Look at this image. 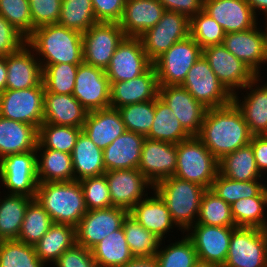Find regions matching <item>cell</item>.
Segmentation results:
<instances>
[{"instance_id":"obj_48","label":"cell","mask_w":267,"mask_h":267,"mask_svg":"<svg viewBox=\"0 0 267 267\" xmlns=\"http://www.w3.org/2000/svg\"><path fill=\"white\" fill-rule=\"evenodd\" d=\"M41 66L43 69L42 82L45 87V93H73L76 72L79 65L60 63Z\"/></svg>"},{"instance_id":"obj_23","label":"cell","mask_w":267,"mask_h":267,"mask_svg":"<svg viewBox=\"0 0 267 267\" xmlns=\"http://www.w3.org/2000/svg\"><path fill=\"white\" fill-rule=\"evenodd\" d=\"M203 11L223 28L225 34L253 28L260 19L247 0H204Z\"/></svg>"},{"instance_id":"obj_24","label":"cell","mask_w":267,"mask_h":267,"mask_svg":"<svg viewBox=\"0 0 267 267\" xmlns=\"http://www.w3.org/2000/svg\"><path fill=\"white\" fill-rule=\"evenodd\" d=\"M129 214L160 240H166V237L169 236V233L174 232L175 228L176 232L180 231V234H183L173 222L167 204L155 190H153L152 194L150 193L149 196L139 201L129 211Z\"/></svg>"},{"instance_id":"obj_57","label":"cell","mask_w":267,"mask_h":267,"mask_svg":"<svg viewBox=\"0 0 267 267\" xmlns=\"http://www.w3.org/2000/svg\"><path fill=\"white\" fill-rule=\"evenodd\" d=\"M165 11L177 12L189 20L203 10L204 0H158Z\"/></svg>"},{"instance_id":"obj_62","label":"cell","mask_w":267,"mask_h":267,"mask_svg":"<svg viewBox=\"0 0 267 267\" xmlns=\"http://www.w3.org/2000/svg\"><path fill=\"white\" fill-rule=\"evenodd\" d=\"M263 19L261 18V20L259 21L260 23L262 22V24H264L262 27V30H263V33H264V36H265V48H266V57H267V18H265V22L262 21ZM266 67H267V60H266Z\"/></svg>"},{"instance_id":"obj_20","label":"cell","mask_w":267,"mask_h":267,"mask_svg":"<svg viewBox=\"0 0 267 267\" xmlns=\"http://www.w3.org/2000/svg\"><path fill=\"white\" fill-rule=\"evenodd\" d=\"M179 120L190 136L200 132L207 108L198 102L183 86H159L158 96Z\"/></svg>"},{"instance_id":"obj_60","label":"cell","mask_w":267,"mask_h":267,"mask_svg":"<svg viewBox=\"0 0 267 267\" xmlns=\"http://www.w3.org/2000/svg\"><path fill=\"white\" fill-rule=\"evenodd\" d=\"M247 3L252 8V11L257 18L260 15H264V19L267 18V0H247Z\"/></svg>"},{"instance_id":"obj_6","label":"cell","mask_w":267,"mask_h":267,"mask_svg":"<svg viewBox=\"0 0 267 267\" xmlns=\"http://www.w3.org/2000/svg\"><path fill=\"white\" fill-rule=\"evenodd\" d=\"M0 183V190L3 187L5 193L35 198L39 184L36 151L11 154L0 159Z\"/></svg>"},{"instance_id":"obj_44","label":"cell","mask_w":267,"mask_h":267,"mask_svg":"<svg viewBox=\"0 0 267 267\" xmlns=\"http://www.w3.org/2000/svg\"><path fill=\"white\" fill-rule=\"evenodd\" d=\"M96 23L91 0H62L59 25L83 34Z\"/></svg>"},{"instance_id":"obj_27","label":"cell","mask_w":267,"mask_h":267,"mask_svg":"<svg viewBox=\"0 0 267 267\" xmlns=\"http://www.w3.org/2000/svg\"><path fill=\"white\" fill-rule=\"evenodd\" d=\"M164 12L158 0H126L119 25L126 37H139L154 27Z\"/></svg>"},{"instance_id":"obj_47","label":"cell","mask_w":267,"mask_h":267,"mask_svg":"<svg viewBox=\"0 0 267 267\" xmlns=\"http://www.w3.org/2000/svg\"><path fill=\"white\" fill-rule=\"evenodd\" d=\"M0 267L47 266L37 257L33 245L17 240H2L0 241Z\"/></svg>"},{"instance_id":"obj_39","label":"cell","mask_w":267,"mask_h":267,"mask_svg":"<svg viewBox=\"0 0 267 267\" xmlns=\"http://www.w3.org/2000/svg\"><path fill=\"white\" fill-rule=\"evenodd\" d=\"M231 213L236 227L267 230V188L259 196L231 204Z\"/></svg>"},{"instance_id":"obj_46","label":"cell","mask_w":267,"mask_h":267,"mask_svg":"<svg viewBox=\"0 0 267 267\" xmlns=\"http://www.w3.org/2000/svg\"><path fill=\"white\" fill-rule=\"evenodd\" d=\"M196 223L220 227L236 226L231 213V205L211 189H206L203 194Z\"/></svg>"},{"instance_id":"obj_31","label":"cell","mask_w":267,"mask_h":267,"mask_svg":"<svg viewBox=\"0 0 267 267\" xmlns=\"http://www.w3.org/2000/svg\"><path fill=\"white\" fill-rule=\"evenodd\" d=\"M38 130L28 124L0 116V159L11 154L36 151Z\"/></svg>"},{"instance_id":"obj_32","label":"cell","mask_w":267,"mask_h":267,"mask_svg":"<svg viewBox=\"0 0 267 267\" xmlns=\"http://www.w3.org/2000/svg\"><path fill=\"white\" fill-rule=\"evenodd\" d=\"M72 165L75 180L104 175L103 150L82 131L72 151Z\"/></svg>"},{"instance_id":"obj_3","label":"cell","mask_w":267,"mask_h":267,"mask_svg":"<svg viewBox=\"0 0 267 267\" xmlns=\"http://www.w3.org/2000/svg\"><path fill=\"white\" fill-rule=\"evenodd\" d=\"M35 199L53 223L76 227L88 211L79 181L39 183Z\"/></svg>"},{"instance_id":"obj_12","label":"cell","mask_w":267,"mask_h":267,"mask_svg":"<svg viewBox=\"0 0 267 267\" xmlns=\"http://www.w3.org/2000/svg\"><path fill=\"white\" fill-rule=\"evenodd\" d=\"M190 20L183 14L165 11L158 23L139 36L148 59L153 63L173 44L190 35Z\"/></svg>"},{"instance_id":"obj_51","label":"cell","mask_w":267,"mask_h":267,"mask_svg":"<svg viewBox=\"0 0 267 267\" xmlns=\"http://www.w3.org/2000/svg\"><path fill=\"white\" fill-rule=\"evenodd\" d=\"M0 15L26 38L35 29L28 0H0Z\"/></svg>"},{"instance_id":"obj_29","label":"cell","mask_w":267,"mask_h":267,"mask_svg":"<svg viewBox=\"0 0 267 267\" xmlns=\"http://www.w3.org/2000/svg\"><path fill=\"white\" fill-rule=\"evenodd\" d=\"M145 136L126 130L103 150L106 171L138 168Z\"/></svg>"},{"instance_id":"obj_16","label":"cell","mask_w":267,"mask_h":267,"mask_svg":"<svg viewBox=\"0 0 267 267\" xmlns=\"http://www.w3.org/2000/svg\"><path fill=\"white\" fill-rule=\"evenodd\" d=\"M129 211L119 207L88 210L76 229V244L91 250L110 233L123 227Z\"/></svg>"},{"instance_id":"obj_18","label":"cell","mask_w":267,"mask_h":267,"mask_svg":"<svg viewBox=\"0 0 267 267\" xmlns=\"http://www.w3.org/2000/svg\"><path fill=\"white\" fill-rule=\"evenodd\" d=\"M153 63L148 59L139 37H125L105 69L110 84L127 81L145 73Z\"/></svg>"},{"instance_id":"obj_19","label":"cell","mask_w":267,"mask_h":267,"mask_svg":"<svg viewBox=\"0 0 267 267\" xmlns=\"http://www.w3.org/2000/svg\"><path fill=\"white\" fill-rule=\"evenodd\" d=\"M263 77L257 75L245 88L238 91L239 93H234L232 98L253 136L267 135V81L265 82Z\"/></svg>"},{"instance_id":"obj_14","label":"cell","mask_w":267,"mask_h":267,"mask_svg":"<svg viewBox=\"0 0 267 267\" xmlns=\"http://www.w3.org/2000/svg\"><path fill=\"white\" fill-rule=\"evenodd\" d=\"M202 55L216 77L232 95L245 88L257 76L243 61L230 53L223 44L204 48Z\"/></svg>"},{"instance_id":"obj_26","label":"cell","mask_w":267,"mask_h":267,"mask_svg":"<svg viewBox=\"0 0 267 267\" xmlns=\"http://www.w3.org/2000/svg\"><path fill=\"white\" fill-rule=\"evenodd\" d=\"M158 96L159 83L152 65L145 73L132 80L111 84L110 107L118 109L125 105L155 100Z\"/></svg>"},{"instance_id":"obj_7","label":"cell","mask_w":267,"mask_h":267,"mask_svg":"<svg viewBox=\"0 0 267 267\" xmlns=\"http://www.w3.org/2000/svg\"><path fill=\"white\" fill-rule=\"evenodd\" d=\"M202 50L190 35L173 44L153 62L159 86L181 85L190 68L202 56Z\"/></svg>"},{"instance_id":"obj_17","label":"cell","mask_w":267,"mask_h":267,"mask_svg":"<svg viewBox=\"0 0 267 267\" xmlns=\"http://www.w3.org/2000/svg\"><path fill=\"white\" fill-rule=\"evenodd\" d=\"M110 90L104 69L84 62L79 64L72 95L88 112L110 107Z\"/></svg>"},{"instance_id":"obj_40","label":"cell","mask_w":267,"mask_h":267,"mask_svg":"<svg viewBox=\"0 0 267 267\" xmlns=\"http://www.w3.org/2000/svg\"><path fill=\"white\" fill-rule=\"evenodd\" d=\"M172 238L175 242L166 240L170 243L167 245L165 240H161L159 250L155 254L159 267H199L196 249L185 233L178 239Z\"/></svg>"},{"instance_id":"obj_11","label":"cell","mask_w":267,"mask_h":267,"mask_svg":"<svg viewBox=\"0 0 267 267\" xmlns=\"http://www.w3.org/2000/svg\"><path fill=\"white\" fill-rule=\"evenodd\" d=\"M181 86L207 109L232 102L233 95L219 81L203 55L190 68Z\"/></svg>"},{"instance_id":"obj_25","label":"cell","mask_w":267,"mask_h":267,"mask_svg":"<svg viewBox=\"0 0 267 267\" xmlns=\"http://www.w3.org/2000/svg\"><path fill=\"white\" fill-rule=\"evenodd\" d=\"M6 68V90H23L42 83V66L36 53L27 44L6 56Z\"/></svg>"},{"instance_id":"obj_49","label":"cell","mask_w":267,"mask_h":267,"mask_svg":"<svg viewBox=\"0 0 267 267\" xmlns=\"http://www.w3.org/2000/svg\"><path fill=\"white\" fill-rule=\"evenodd\" d=\"M126 130L147 136L155 117V100L118 108Z\"/></svg>"},{"instance_id":"obj_54","label":"cell","mask_w":267,"mask_h":267,"mask_svg":"<svg viewBox=\"0 0 267 267\" xmlns=\"http://www.w3.org/2000/svg\"><path fill=\"white\" fill-rule=\"evenodd\" d=\"M26 37L0 15V56L17 52L26 44Z\"/></svg>"},{"instance_id":"obj_28","label":"cell","mask_w":267,"mask_h":267,"mask_svg":"<svg viewBox=\"0 0 267 267\" xmlns=\"http://www.w3.org/2000/svg\"><path fill=\"white\" fill-rule=\"evenodd\" d=\"M82 131L100 149L104 150L125 131L120 112L117 108H104L89 111L82 127Z\"/></svg>"},{"instance_id":"obj_33","label":"cell","mask_w":267,"mask_h":267,"mask_svg":"<svg viewBox=\"0 0 267 267\" xmlns=\"http://www.w3.org/2000/svg\"><path fill=\"white\" fill-rule=\"evenodd\" d=\"M36 154L39 183L75 180L71 154L46 148H36Z\"/></svg>"},{"instance_id":"obj_8","label":"cell","mask_w":267,"mask_h":267,"mask_svg":"<svg viewBox=\"0 0 267 267\" xmlns=\"http://www.w3.org/2000/svg\"><path fill=\"white\" fill-rule=\"evenodd\" d=\"M223 267H267V230L236 227Z\"/></svg>"},{"instance_id":"obj_4","label":"cell","mask_w":267,"mask_h":267,"mask_svg":"<svg viewBox=\"0 0 267 267\" xmlns=\"http://www.w3.org/2000/svg\"><path fill=\"white\" fill-rule=\"evenodd\" d=\"M154 190L167 204L173 222L182 233L197 222L206 188L171 176L158 182Z\"/></svg>"},{"instance_id":"obj_53","label":"cell","mask_w":267,"mask_h":267,"mask_svg":"<svg viewBox=\"0 0 267 267\" xmlns=\"http://www.w3.org/2000/svg\"><path fill=\"white\" fill-rule=\"evenodd\" d=\"M34 28L58 24L62 0H28Z\"/></svg>"},{"instance_id":"obj_41","label":"cell","mask_w":267,"mask_h":267,"mask_svg":"<svg viewBox=\"0 0 267 267\" xmlns=\"http://www.w3.org/2000/svg\"><path fill=\"white\" fill-rule=\"evenodd\" d=\"M266 180L236 181L218 173L213 181L211 190L231 205L242 198L259 196L267 188Z\"/></svg>"},{"instance_id":"obj_36","label":"cell","mask_w":267,"mask_h":267,"mask_svg":"<svg viewBox=\"0 0 267 267\" xmlns=\"http://www.w3.org/2000/svg\"><path fill=\"white\" fill-rule=\"evenodd\" d=\"M91 252L97 267H120L134 258L125 239L123 227L106 236Z\"/></svg>"},{"instance_id":"obj_1","label":"cell","mask_w":267,"mask_h":267,"mask_svg":"<svg viewBox=\"0 0 267 267\" xmlns=\"http://www.w3.org/2000/svg\"><path fill=\"white\" fill-rule=\"evenodd\" d=\"M252 136L242 112L233 101L207 109L197 135L218 161L249 144Z\"/></svg>"},{"instance_id":"obj_21","label":"cell","mask_w":267,"mask_h":267,"mask_svg":"<svg viewBox=\"0 0 267 267\" xmlns=\"http://www.w3.org/2000/svg\"><path fill=\"white\" fill-rule=\"evenodd\" d=\"M260 24L245 31L227 33L222 43L230 53L243 61L256 75H264L261 71H264L267 60L265 36L262 24Z\"/></svg>"},{"instance_id":"obj_9","label":"cell","mask_w":267,"mask_h":267,"mask_svg":"<svg viewBox=\"0 0 267 267\" xmlns=\"http://www.w3.org/2000/svg\"><path fill=\"white\" fill-rule=\"evenodd\" d=\"M45 87L43 82L36 87L0 92V116L28 123L37 130L43 123Z\"/></svg>"},{"instance_id":"obj_22","label":"cell","mask_w":267,"mask_h":267,"mask_svg":"<svg viewBox=\"0 0 267 267\" xmlns=\"http://www.w3.org/2000/svg\"><path fill=\"white\" fill-rule=\"evenodd\" d=\"M177 165V144L145 138L138 169L155 186L174 176Z\"/></svg>"},{"instance_id":"obj_38","label":"cell","mask_w":267,"mask_h":267,"mask_svg":"<svg viewBox=\"0 0 267 267\" xmlns=\"http://www.w3.org/2000/svg\"><path fill=\"white\" fill-rule=\"evenodd\" d=\"M190 137L191 136L183 129L172 110L157 97L155 99V117L153 125L146 138L178 144Z\"/></svg>"},{"instance_id":"obj_15","label":"cell","mask_w":267,"mask_h":267,"mask_svg":"<svg viewBox=\"0 0 267 267\" xmlns=\"http://www.w3.org/2000/svg\"><path fill=\"white\" fill-rule=\"evenodd\" d=\"M104 175L114 207L130 211L154 190V185L138 168L106 171Z\"/></svg>"},{"instance_id":"obj_13","label":"cell","mask_w":267,"mask_h":267,"mask_svg":"<svg viewBox=\"0 0 267 267\" xmlns=\"http://www.w3.org/2000/svg\"><path fill=\"white\" fill-rule=\"evenodd\" d=\"M119 23L98 22L82 34L83 62L106 69L125 38Z\"/></svg>"},{"instance_id":"obj_30","label":"cell","mask_w":267,"mask_h":267,"mask_svg":"<svg viewBox=\"0 0 267 267\" xmlns=\"http://www.w3.org/2000/svg\"><path fill=\"white\" fill-rule=\"evenodd\" d=\"M87 114L72 94H44L43 123L82 128Z\"/></svg>"},{"instance_id":"obj_2","label":"cell","mask_w":267,"mask_h":267,"mask_svg":"<svg viewBox=\"0 0 267 267\" xmlns=\"http://www.w3.org/2000/svg\"><path fill=\"white\" fill-rule=\"evenodd\" d=\"M26 44L36 53L41 65L83 62L82 33L59 24L35 28Z\"/></svg>"},{"instance_id":"obj_35","label":"cell","mask_w":267,"mask_h":267,"mask_svg":"<svg viewBox=\"0 0 267 267\" xmlns=\"http://www.w3.org/2000/svg\"><path fill=\"white\" fill-rule=\"evenodd\" d=\"M3 194H0V241L17 240L28 204L34 198L4 192Z\"/></svg>"},{"instance_id":"obj_50","label":"cell","mask_w":267,"mask_h":267,"mask_svg":"<svg viewBox=\"0 0 267 267\" xmlns=\"http://www.w3.org/2000/svg\"><path fill=\"white\" fill-rule=\"evenodd\" d=\"M190 36L204 49L223 43V28L203 10L190 19Z\"/></svg>"},{"instance_id":"obj_34","label":"cell","mask_w":267,"mask_h":267,"mask_svg":"<svg viewBox=\"0 0 267 267\" xmlns=\"http://www.w3.org/2000/svg\"><path fill=\"white\" fill-rule=\"evenodd\" d=\"M76 244V229L69 224L53 223L34 245L37 257L47 266Z\"/></svg>"},{"instance_id":"obj_55","label":"cell","mask_w":267,"mask_h":267,"mask_svg":"<svg viewBox=\"0 0 267 267\" xmlns=\"http://www.w3.org/2000/svg\"><path fill=\"white\" fill-rule=\"evenodd\" d=\"M53 267H97L91 250L75 244L52 264Z\"/></svg>"},{"instance_id":"obj_58","label":"cell","mask_w":267,"mask_h":267,"mask_svg":"<svg viewBox=\"0 0 267 267\" xmlns=\"http://www.w3.org/2000/svg\"><path fill=\"white\" fill-rule=\"evenodd\" d=\"M250 144L254 153L257 169L260 174L267 179V177H265V175H267V135L252 136Z\"/></svg>"},{"instance_id":"obj_45","label":"cell","mask_w":267,"mask_h":267,"mask_svg":"<svg viewBox=\"0 0 267 267\" xmlns=\"http://www.w3.org/2000/svg\"><path fill=\"white\" fill-rule=\"evenodd\" d=\"M52 224L49 213L34 198L26 209L17 241L34 246Z\"/></svg>"},{"instance_id":"obj_56","label":"cell","mask_w":267,"mask_h":267,"mask_svg":"<svg viewBox=\"0 0 267 267\" xmlns=\"http://www.w3.org/2000/svg\"><path fill=\"white\" fill-rule=\"evenodd\" d=\"M98 22L119 23L126 0H91Z\"/></svg>"},{"instance_id":"obj_59","label":"cell","mask_w":267,"mask_h":267,"mask_svg":"<svg viewBox=\"0 0 267 267\" xmlns=\"http://www.w3.org/2000/svg\"><path fill=\"white\" fill-rule=\"evenodd\" d=\"M120 267H159L155 256L152 257H134L125 265Z\"/></svg>"},{"instance_id":"obj_43","label":"cell","mask_w":267,"mask_h":267,"mask_svg":"<svg viewBox=\"0 0 267 267\" xmlns=\"http://www.w3.org/2000/svg\"><path fill=\"white\" fill-rule=\"evenodd\" d=\"M82 128L42 123L38 128L36 148L53 149L72 154Z\"/></svg>"},{"instance_id":"obj_10","label":"cell","mask_w":267,"mask_h":267,"mask_svg":"<svg viewBox=\"0 0 267 267\" xmlns=\"http://www.w3.org/2000/svg\"><path fill=\"white\" fill-rule=\"evenodd\" d=\"M235 228L236 226L220 227L195 223L185 232L196 249L200 266L223 267Z\"/></svg>"},{"instance_id":"obj_5","label":"cell","mask_w":267,"mask_h":267,"mask_svg":"<svg viewBox=\"0 0 267 267\" xmlns=\"http://www.w3.org/2000/svg\"><path fill=\"white\" fill-rule=\"evenodd\" d=\"M218 173L219 161L197 136L177 144L175 177L211 189Z\"/></svg>"},{"instance_id":"obj_37","label":"cell","mask_w":267,"mask_h":267,"mask_svg":"<svg viewBox=\"0 0 267 267\" xmlns=\"http://www.w3.org/2000/svg\"><path fill=\"white\" fill-rule=\"evenodd\" d=\"M219 173L236 181L264 179L257 169L250 143L219 160Z\"/></svg>"},{"instance_id":"obj_42","label":"cell","mask_w":267,"mask_h":267,"mask_svg":"<svg viewBox=\"0 0 267 267\" xmlns=\"http://www.w3.org/2000/svg\"><path fill=\"white\" fill-rule=\"evenodd\" d=\"M123 230L134 257H152L158 252L161 240L146 230L130 214L124 219Z\"/></svg>"},{"instance_id":"obj_61","label":"cell","mask_w":267,"mask_h":267,"mask_svg":"<svg viewBox=\"0 0 267 267\" xmlns=\"http://www.w3.org/2000/svg\"><path fill=\"white\" fill-rule=\"evenodd\" d=\"M7 68L6 57L0 56V92L6 90Z\"/></svg>"},{"instance_id":"obj_52","label":"cell","mask_w":267,"mask_h":267,"mask_svg":"<svg viewBox=\"0 0 267 267\" xmlns=\"http://www.w3.org/2000/svg\"><path fill=\"white\" fill-rule=\"evenodd\" d=\"M79 183L88 210L113 207L105 175L85 178Z\"/></svg>"}]
</instances>
